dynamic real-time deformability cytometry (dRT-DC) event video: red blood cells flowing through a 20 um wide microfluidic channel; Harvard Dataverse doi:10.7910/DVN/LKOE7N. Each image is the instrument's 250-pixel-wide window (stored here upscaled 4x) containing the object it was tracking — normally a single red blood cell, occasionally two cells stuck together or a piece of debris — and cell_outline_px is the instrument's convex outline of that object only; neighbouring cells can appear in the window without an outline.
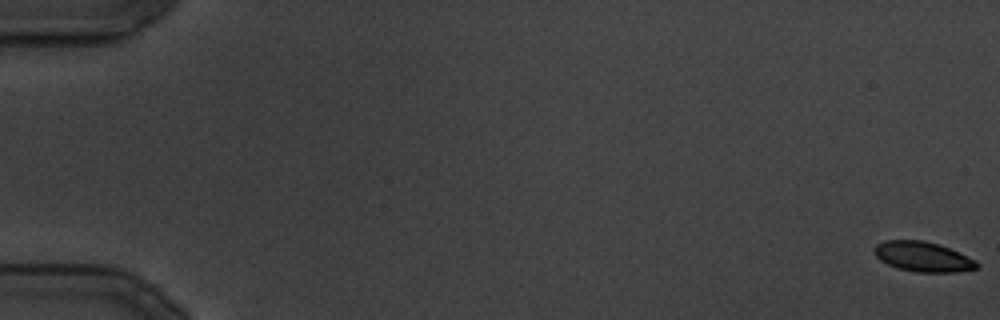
{"species": "common noctule bat (a hibernating species)", "species_latin": "Nyctalus noctula", "temperature_condition": "cold", "stored_images_in_passage": 35, "camera_frame_rate_fps": 3000, "um_per_image_px": 0.085, "animal": {"sex": "male", "body_mass_g": 19.5, "forearm_length_mm": 54.6}, "frame": {"image": 1, "passage_image": 1, "time_ms": 0.0, "image_size_px": [1000, 320], "cell_outline_px": [[980, 264], [976, 268], [956, 272], [916, 272], [900, 268], [888, 264], [880, 260], [876, 256], [876, 244], [884, 240], [924, 240], [940, 244], [976, 260]], "centroid_in_image_um": [78.47, 21.81], "position_along_channel_um": 6.5, "area_um2": 17.74}}